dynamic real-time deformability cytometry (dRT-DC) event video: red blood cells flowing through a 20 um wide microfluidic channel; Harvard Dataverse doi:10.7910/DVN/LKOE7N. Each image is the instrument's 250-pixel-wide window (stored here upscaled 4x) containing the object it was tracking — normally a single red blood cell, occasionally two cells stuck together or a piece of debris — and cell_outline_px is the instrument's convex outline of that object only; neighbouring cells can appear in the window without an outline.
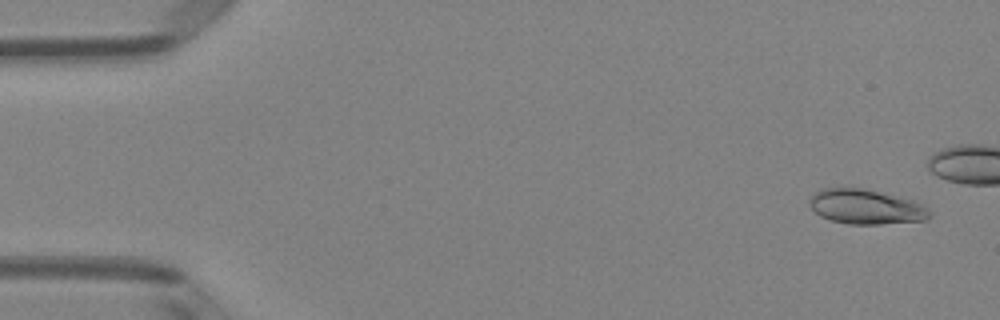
{"species": "Egyptian fruit bat (a non-hibernating species)", "species_latin": "Rousettus aegyptiacus", "temperature_condition": "room temperature", "stored_images_in_passage": 41, "camera_frame_rate_fps": 3000, "um_per_image_px": 0.085, "animal": {"sex": "female"}, "frame": {"image": 1, "passage_image": 3, "time_ms": 0.667, "image_size_px": [1000, 320], "cell_outline_px": [[932, 216], [924, 220], [880, 224], [848, 224], [828, 220], [820, 216], [808, 204], [808, 200], [820, 188], [860, 188], [916, 200], [932, 212]], "centroid_in_image_um": [73.6, 17.58], "position_along_channel_um": 11.4, "area_um2": 24.39}}
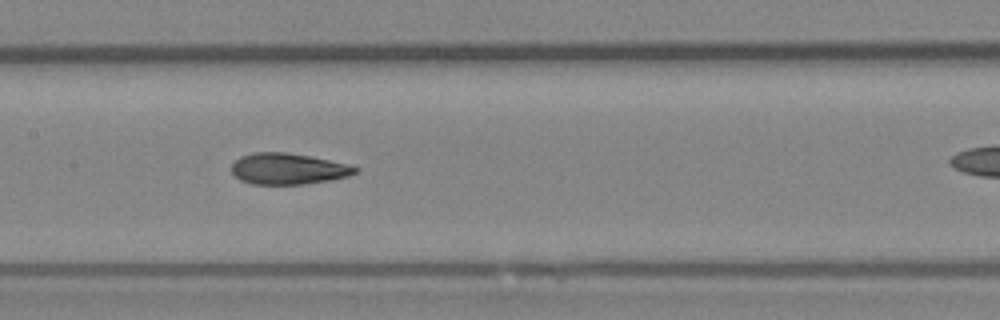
{"frame": {"image": 2, "passage_image": 25, "time_ms": 8.0, "image_size_px": [1000, 320], "cell_outline_px": [[360, 168], [356, 172], [348, 176], [328, 180], [304, 184], [252, 184], [240, 180], [232, 172], [232, 164], [240, 156], [252, 152], [284, 152], [308, 156], [348, 164]], "centroid_in_image_um": [24.46, 14.34], "position_along_channel_um": 182.9, "area_um2": 22.25}}
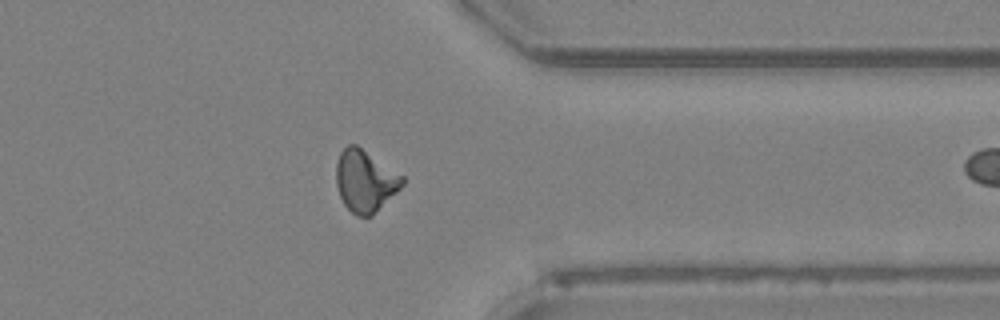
{"frame": {"image": 3, "passage_image": 40, "time_ms": 13.0, "image_size_px": [1000, 320], "cell_outline_px": [[404, 184], [372, 216], [356, 216], [344, 204], [340, 196], [336, 184], [336, 164], [340, 152], [348, 144], [356, 144], [404, 176]], "centroid_in_image_um": [31.03, 15.37], "position_along_channel_um": 380.4, "area_um2": 23.76}}